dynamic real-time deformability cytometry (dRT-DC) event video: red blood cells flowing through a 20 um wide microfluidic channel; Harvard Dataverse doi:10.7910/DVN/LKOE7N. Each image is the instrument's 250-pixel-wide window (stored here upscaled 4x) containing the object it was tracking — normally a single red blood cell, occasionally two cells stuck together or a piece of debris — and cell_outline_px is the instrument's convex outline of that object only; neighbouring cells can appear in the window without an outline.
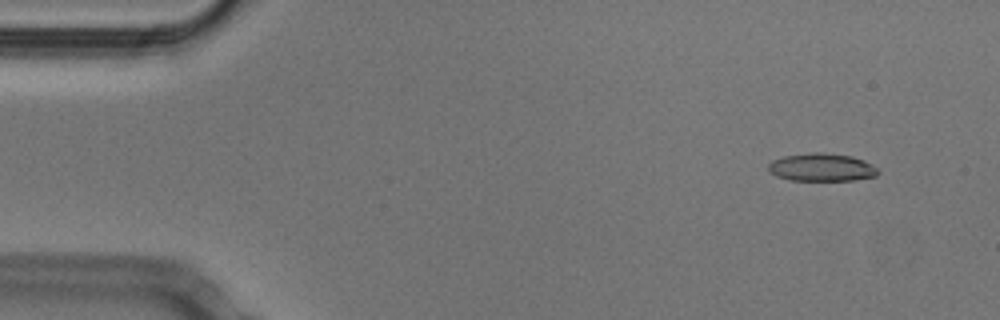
{"species": "Egyptian fruit bat (a non-hibernating species)", "species_latin": "Rousettus aegyptiacus", "temperature_condition": "cold", "stored_images_in_passage": 52, "camera_frame_rate_fps": 3000, "um_per_image_px": 0.085, "animal": {"sex": "male"}, "frame": {"image": 1, "passage_image": 4, "time_ms": 1.0, "image_size_px": [1000, 320], "cell_outline_px": [[880, 172], [876, 176], [856, 180], [788, 180], [776, 176], [768, 172], [768, 164], [772, 160], [784, 156], [808, 152], [820, 152], [852, 156], [864, 160], [872, 164]], "centroid_in_image_um": [69.82, 14.22], "position_along_channel_um": 15.2, "area_um2": 18.03}}
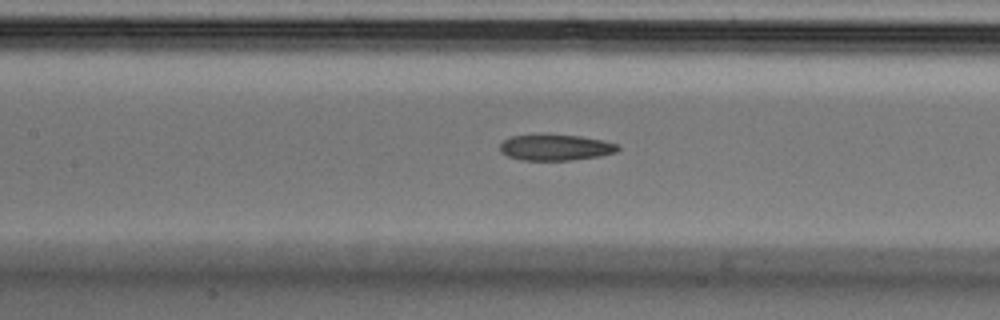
{"frame": {"image": 2, "passage_image": 23, "time_ms": 7.333, "image_size_px": [1000, 320], "cell_outline_px": [[620, 148], [616, 152], [600, 156], [572, 160], [520, 160], [508, 156], [500, 152], [500, 144], [504, 140], [512, 136], [544, 132], [580, 136], [604, 140], [616, 144]], "centroid_in_image_um": [47.19, 12.5], "position_along_channel_um": 160.2, "area_um2": 18.44}}
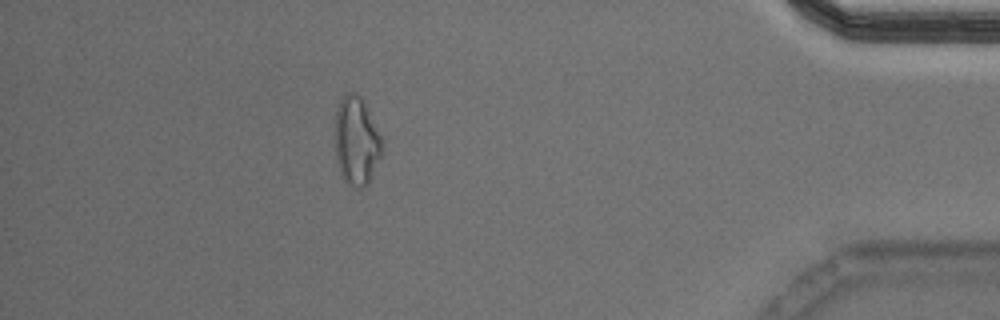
{"frame": {"image": 3, "passage_image": 46, "time_ms": 15.0, "image_size_px": [1000, 320], "cell_outline_px": [[384, 148], [368, 184], [364, 188], [360, 188], [348, 184], [340, 176], [336, 160], [336, 108], [340, 100], [348, 92], [356, 92], [360, 96], [380, 136]], "centroid_in_image_um": [30.28, 12.03], "position_along_channel_um": 404.9, "area_um2": 23.93}, "authors_computed_cell_mechanics": {"area_um2": 18.7561, "velocity_mm_per_s": 3.8107, "shape_relaxation_time_tau1_ms": null, "shape_relaxation_time_tau2_ms": 10.6059, "deformation_change_tau1": null, "deformation_change_tau2": 0.2394}}